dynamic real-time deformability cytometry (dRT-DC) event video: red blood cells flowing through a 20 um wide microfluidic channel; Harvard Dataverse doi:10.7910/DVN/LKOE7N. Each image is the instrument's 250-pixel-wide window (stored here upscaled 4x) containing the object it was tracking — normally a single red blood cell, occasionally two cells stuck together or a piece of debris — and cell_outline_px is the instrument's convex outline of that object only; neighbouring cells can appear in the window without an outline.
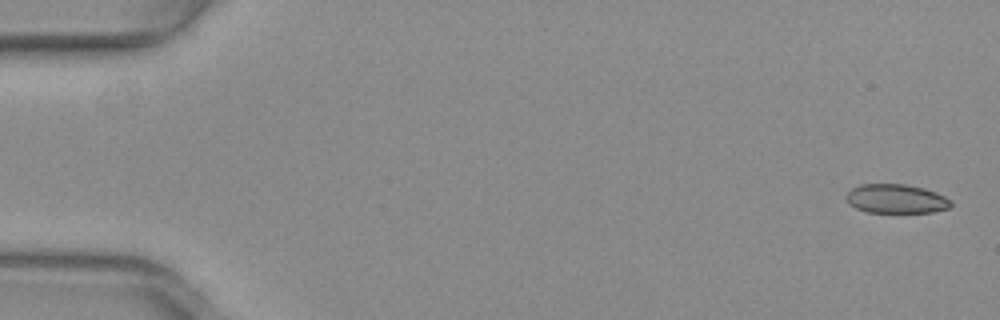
{"species": "common noctule bat (a hibernating species)", "species_latin": "Nyctalus noctula", "temperature_condition": "warm", "stored_images_in_passage": 52, "camera_frame_rate_fps": 3000, "um_per_image_px": 0.085, "animal": {"sex": "female", "body_mass_g": 29.2, "forearm_length_mm": 56.3}, "frame": {"image": 1, "passage_image": 1, "time_ms": 0.0, "image_size_px": [1000, 320], "cell_outline_px": [[952, 204], [948, 208], [932, 212], [868, 212], [856, 208], [848, 204], [844, 196], [852, 188], [860, 184], [904, 184], [924, 188], [936, 192], [952, 200]], "centroid_in_image_um": [76.15, 16.89], "position_along_channel_um": 8.9, "area_um2": 17.8}}
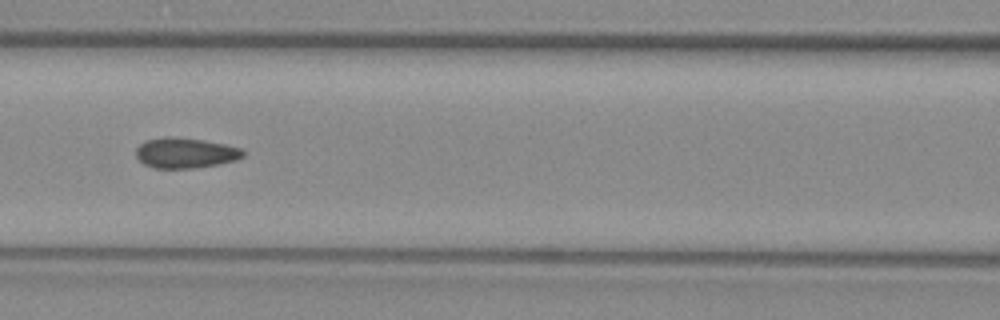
{"frame": {"image": 2, "passage_image": 23, "time_ms": 7.333, "image_size_px": [1000, 320], "cell_outline_px": [[244, 156], [236, 160], [220, 164], [196, 168], [152, 168], [144, 164], [136, 156], [136, 148], [140, 144], [148, 140], [168, 136], [204, 140], [224, 144], [240, 148], [244, 152]], "centroid_in_image_um": [15.76, 13.01], "position_along_channel_um": 150.8, "area_um2": 18.9}}
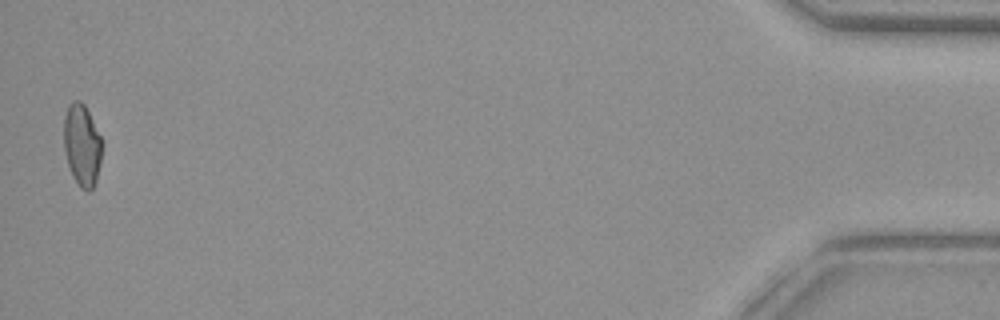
{"frame": {"image": 3, "passage_image": 51, "time_ms": 16.667, "image_size_px": [1000, 320], "cell_outline_px": [[104, 144], [100, 164], [96, 180], [92, 188], [88, 192], [80, 188], [72, 176], [68, 164], [64, 148], [64, 116], [68, 104], [76, 100], [80, 100], [84, 104], [104, 140]], "centroid_in_image_um": [7.0, 12.33], "position_along_channel_um": 428.2, "area_um2": 18.61}, "authors_computed_cell_mechanics": {"area_um2": 18.8139, "velocity_mm_per_s": 4.005, "shape_relaxation_time_tau1_ms": null, "shape_relaxation_time_tau2_ms": 1.2857, "deformation_change_tau1": null, "deformation_change_tau2": 0.0643}}